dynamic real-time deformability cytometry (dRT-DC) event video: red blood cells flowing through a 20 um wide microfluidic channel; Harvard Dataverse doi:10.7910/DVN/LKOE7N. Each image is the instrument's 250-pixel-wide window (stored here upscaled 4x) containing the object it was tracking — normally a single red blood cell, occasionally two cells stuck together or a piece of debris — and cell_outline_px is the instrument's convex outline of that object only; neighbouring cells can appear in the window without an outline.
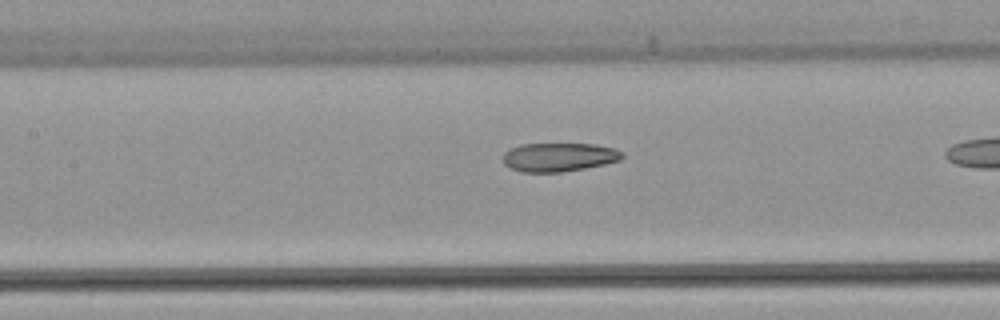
{"species": "common noctule bat (a hibernating species)", "species_latin": "Nyctalus noctula", "temperature_condition": "warm", "stored_images_in_passage": 26, "camera_frame_rate_fps": 3000, "um_per_image_px": 0.085, "animal": {"sex": "female", "body_mass_g": 22.7, "forearm_length_mm": 54.2}, "frame": {"image": 1, "passage_image": 19, "time_ms": 6.0, "image_size_px": [1000, 320], "cell_outline_px": [[624, 156], [620, 160], [604, 164], [584, 168], [560, 172], [520, 172], [508, 168], [504, 164], [504, 152], [520, 144], [596, 144], [612, 148], [624, 152]], "centroid_in_image_um": [47.49, 13.36], "position_along_channel_um": 159.9, "area_um2": 19.94}}
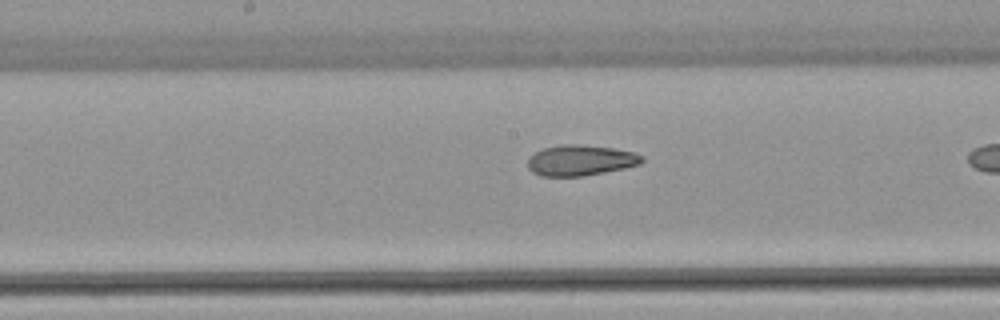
{"frame": {"image": 2, "passage_image": 22, "time_ms": 7.0, "image_size_px": [1000, 320], "cell_outline_px": [[644, 160], [640, 164], [624, 168], [584, 176], [540, 176], [532, 172], [528, 168], [528, 156], [544, 148], [560, 144], [576, 144], [612, 148], [632, 152], [644, 156]], "centroid_in_image_um": [49.32, 13.63], "position_along_channel_um": 198.9, "area_um2": 20.4}}